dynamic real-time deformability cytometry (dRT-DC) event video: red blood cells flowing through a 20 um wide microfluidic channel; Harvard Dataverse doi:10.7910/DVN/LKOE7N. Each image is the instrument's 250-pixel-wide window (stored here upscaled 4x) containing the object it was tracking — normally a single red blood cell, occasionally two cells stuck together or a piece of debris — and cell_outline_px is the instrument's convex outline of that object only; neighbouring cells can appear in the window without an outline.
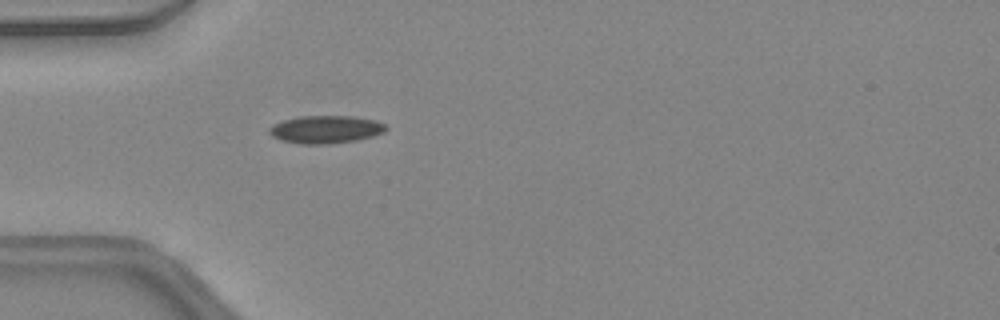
{"species": "common noctule bat (a hibernating species)", "species_latin": "Nyctalus noctula", "temperature_condition": "warm", "stored_images_in_passage": 35, "camera_frame_rate_fps": 3000, "um_per_image_px": 0.085, "animal": {"sex": "female", "body_mass_g": 24.6, "forearm_length_mm": 56.2}, "frame": {"image": 1, "passage_image": 3, "time_ms": 0.667, "image_size_px": [1000, 320], "cell_outline_px": [[388, 128], [384, 132], [372, 136], [356, 140], [324, 144], [300, 144], [280, 140], [272, 136], [268, 132], [268, 128], [272, 124], [284, 120], [300, 116], [352, 116], [372, 120], [384, 124]], "centroid_in_image_um": [27.63, 11.0], "position_along_channel_um": 57.4, "area_um2": 18.79}}
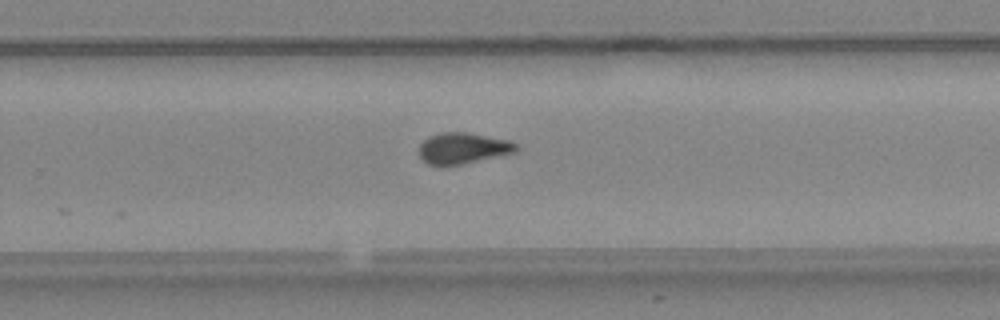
{"frame": {"image": 2, "passage_image": 19, "time_ms": 6.0, "image_size_px": [1000, 320], "cell_outline_px": [[520, 148], [516, 152], [460, 164], [428, 164], [420, 156], [420, 144], [428, 136], [440, 132], [468, 132], [508, 140], [516, 144]], "centroid_in_image_um": [39.36, 12.57], "position_along_channel_um": 290.4, "area_um2": 17.28}}
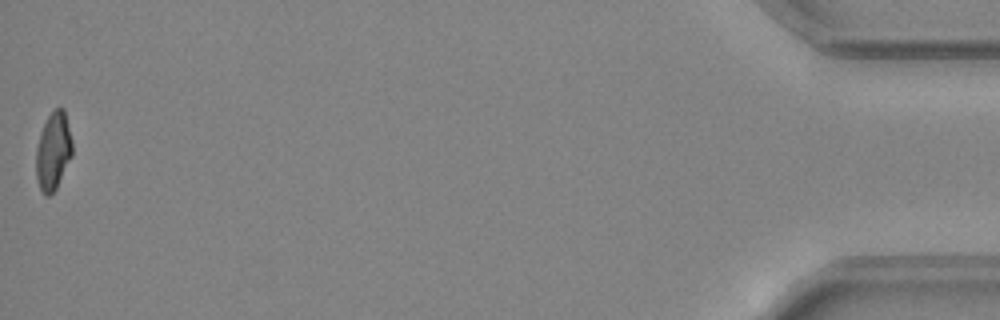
{"frame": {"image": 3, "passage_image": 35, "time_ms": 11.333, "image_size_px": [1000, 320], "cell_outline_px": [[72, 156], [56, 188], [48, 196], [44, 196], [36, 180], [36, 148], [40, 132], [48, 116], [56, 108], [64, 108], [72, 140]], "centroid_in_image_um": [4.52, 12.85], "position_along_channel_um": 430.7, "area_um2": 16.42}, "authors_computed_cell_mechanics": {"area_um2": 17.6868, "velocity_mm_per_s": 4.4622, "shape_relaxation_time_tau1_ms": null, "shape_relaxation_time_tau2_ms": 2.0914, "deformation_change_tau1": null, "deformation_change_tau2": 0.0773}}